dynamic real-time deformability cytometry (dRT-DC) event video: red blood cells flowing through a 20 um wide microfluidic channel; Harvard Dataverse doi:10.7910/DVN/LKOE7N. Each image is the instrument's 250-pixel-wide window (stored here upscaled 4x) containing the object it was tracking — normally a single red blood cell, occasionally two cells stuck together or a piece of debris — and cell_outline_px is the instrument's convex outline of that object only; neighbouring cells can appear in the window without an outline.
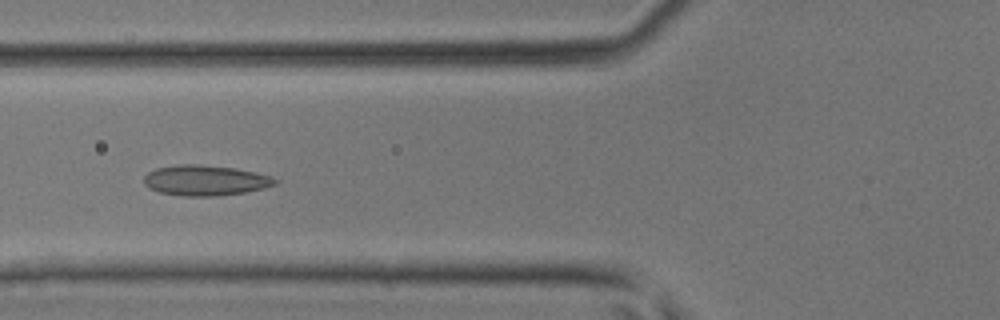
{"species": "common noctule bat (a hibernating species)", "species_latin": "Nyctalus noctula", "temperature_condition": "room temperature", "stored_images_in_passage": 33, "camera_frame_rate_fps": 3000, "um_per_image_px": 0.085, "animal": {"sex": "male", "body_mass_g": 17.9, "forearm_length_mm": 54.2}, "frame": {"image": 1, "passage_image": 11, "time_ms": 3.333, "image_size_px": [1000, 320], "cell_outline_px": [[280, 180], [276, 184], [264, 188], [244, 192], [216, 196], [184, 196], [160, 192], [148, 188], [144, 184], [144, 176], [148, 172], [156, 168], [180, 164], [196, 164], [236, 168], [256, 172], [272, 176]], "centroid_in_image_um": [17.47, 15.33], "position_along_channel_um": 108.3, "area_um2": 23.35}}
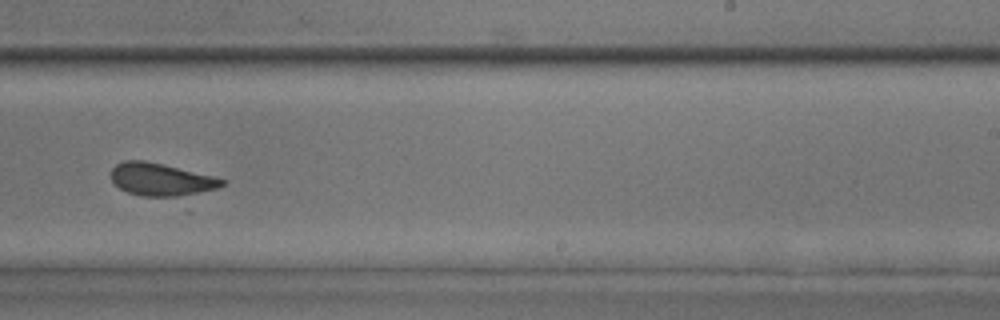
{"frame": {"image": 2, "passage_image": 22, "time_ms": 7.0, "image_size_px": [1000, 320], "cell_outline_px": [[224, 184], [216, 188], [176, 196], [140, 196], [128, 192], [120, 188], [112, 180], [112, 168], [116, 164], [124, 160], [144, 160], [212, 176], [224, 180]], "centroid_in_image_um": [13.62, 15.24], "position_along_channel_um": 275.4, "area_um2": 20.4}}
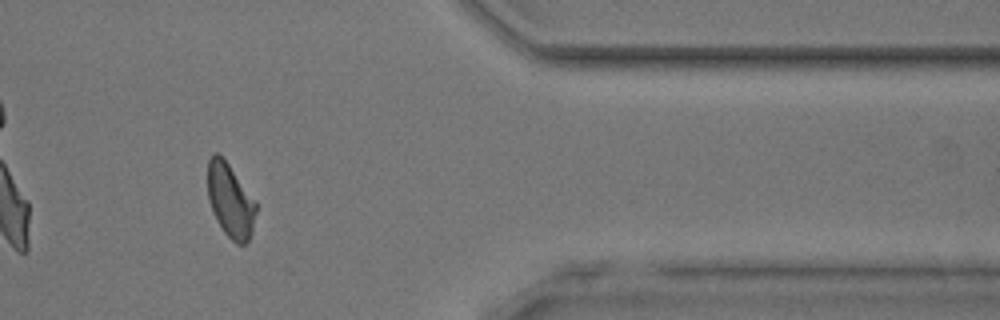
{"frame": {"image": 3, "passage_image": 31, "time_ms": 10.0, "image_size_px": [1000, 320], "cell_outline_px": [[256, 212], [252, 232], [248, 240], [244, 244], [236, 244], [224, 232], [216, 220], [212, 212], [208, 200], [208, 160], [212, 152], [216, 152], [224, 156], [256, 200]], "centroid_in_image_um": [19.57, 16.99], "position_along_channel_um": 391.8, "area_um2": 21.27}}